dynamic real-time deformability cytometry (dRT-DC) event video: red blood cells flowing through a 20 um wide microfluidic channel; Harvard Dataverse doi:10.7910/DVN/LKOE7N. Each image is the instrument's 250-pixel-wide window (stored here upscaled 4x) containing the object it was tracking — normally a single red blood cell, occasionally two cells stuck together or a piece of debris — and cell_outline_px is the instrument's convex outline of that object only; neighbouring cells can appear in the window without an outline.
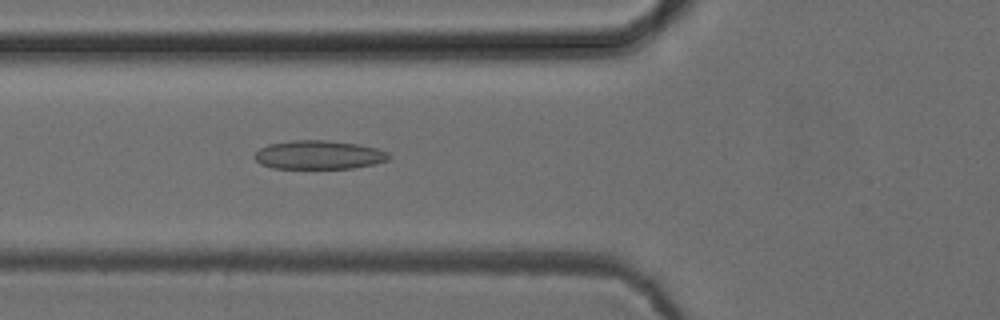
{"species": "common noctule bat (a hibernating species)", "species_latin": "Nyctalus noctula", "temperature_condition": "cold", "stored_images_in_passage": 42, "camera_frame_rate_fps": 3000, "um_per_image_px": 0.085, "animal": {"sex": "female", "body_mass_g": 24.6, "forearm_length_mm": 56.2}, "frame": {"image": 1, "passage_image": 9, "time_ms": 2.667, "image_size_px": [1000, 320], "cell_outline_px": [[392, 156], [388, 160], [372, 164], [352, 168], [272, 168], [260, 164], [252, 156], [260, 148], [268, 144], [292, 140], [328, 140], [360, 144], [380, 148], [388, 152]], "centroid_in_image_um": [27.11, 13.15], "position_along_channel_um": 98.7, "area_um2": 22.72}}
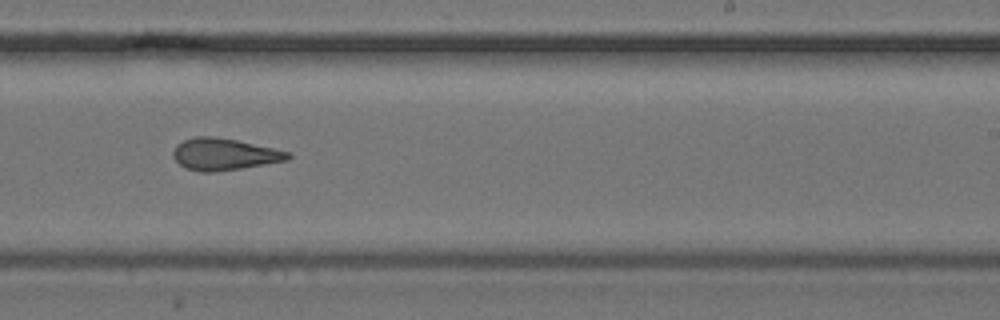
{"frame": {"image": 2, "passage_image": 22, "time_ms": 7.0, "image_size_px": [1000, 320], "cell_outline_px": [[292, 156], [288, 160], [216, 172], [200, 172], [184, 168], [172, 156], [172, 152], [176, 144], [184, 140], [196, 136], [212, 136], [236, 140], [292, 152]], "centroid_in_image_um": [19.04, 13.11], "position_along_channel_um": 270.0, "area_um2": 21.33}}
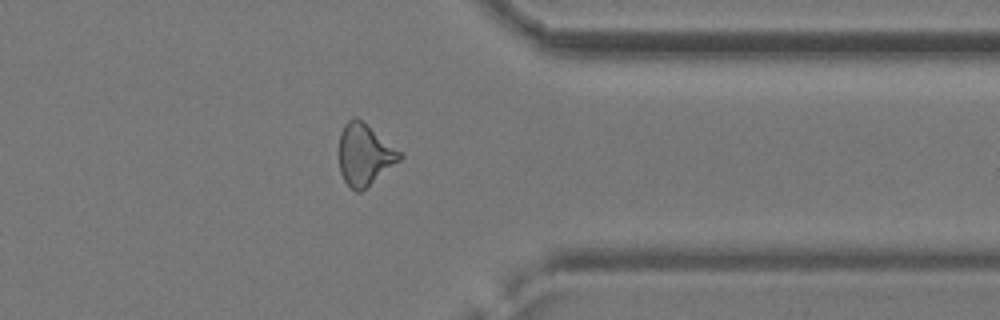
{"frame": {"image": 3, "passage_image": 31, "time_ms": 10.0, "image_size_px": [1000, 320], "cell_outline_px": [[404, 156], [400, 160], [360, 192], [356, 192], [344, 180], [340, 172], [340, 132], [344, 124], [352, 116], [356, 116], [400, 152]], "centroid_in_image_um": [30.96, 13.13], "position_along_channel_um": 380.4, "area_um2": 21.15}, "authors_computed_cell_mechanics": {"area_um2": 21.4727, "velocity_mm_per_s": 3.9486, "shape_relaxation_time_tau1_ms": null, "shape_relaxation_time_tau2_ms": 3.0799, "deformation_change_tau1": null, "deformation_change_tau2": 0.1037}}